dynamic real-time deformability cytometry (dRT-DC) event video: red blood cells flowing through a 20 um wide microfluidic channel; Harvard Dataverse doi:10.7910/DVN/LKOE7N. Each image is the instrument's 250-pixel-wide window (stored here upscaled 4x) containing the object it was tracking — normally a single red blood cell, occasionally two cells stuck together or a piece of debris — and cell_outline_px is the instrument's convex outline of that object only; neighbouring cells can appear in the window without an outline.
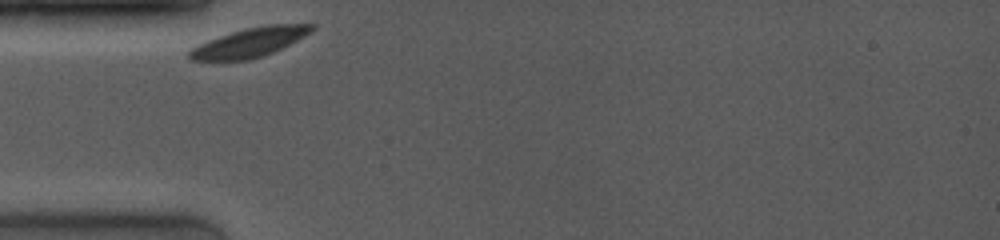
{"species": "common noctule bat (a hibernating species)", "species_latin": "Nyctalus noctula", "temperature_condition": "room temperature", "stored_images_in_passage": 39, "camera_frame_rate_fps": 4000, "um_per_image_px": 0.085, "animal": {"sex": "female", "body_mass_g": 19.0, "forearm_length_mm": 53.3}, "frame": {"image": 1, "passage_image": 1, "time_ms": 0.0, "image_size_px": [1000, 240], "cell_outline_px": [[316, 28], [312, 32], [272, 52], [248, 60], [188, 60], [188, 52], [192, 48], [208, 40], [244, 28], [268, 24], [316, 24]], "centroid_in_image_um": [21.24, 3.59], "position_along_channel_um": 63.8, "area_um2": 20.52}}
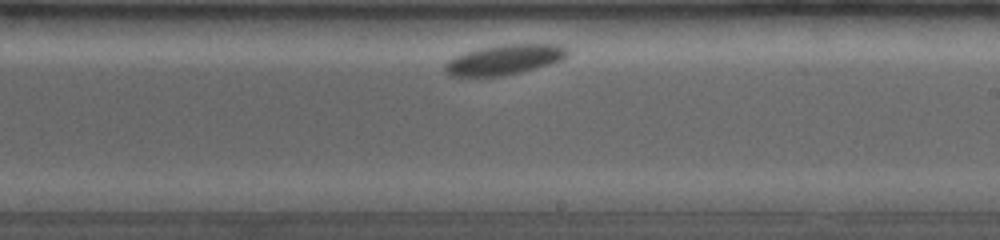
{"frame": {"image": 2, "passage_image": 22, "time_ms": 5.25, "image_size_px": [1000, 240], "cell_outline_px": [[572, 52], [568, 56], [560, 60], [536, 68], [504, 76], [448, 76], [444, 72], [444, 64], [448, 60], [456, 56], [480, 48], [500, 44], [560, 44], [568, 48]], "centroid_in_image_um": [42.9, 5.07], "position_along_channel_um": 246.1, "area_um2": 21.56}}
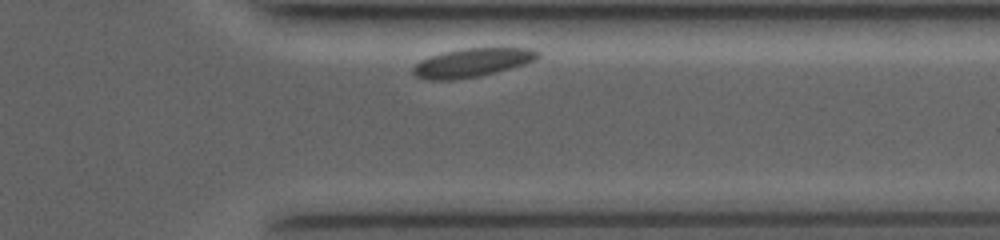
{"frame": {"image": 3, "passage_image": 36, "time_ms": 8.75, "image_size_px": [1000, 240], "cell_outline_px": [[540, 56], [536, 60], [524, 64], [496, 72], [480, 76], [456, 80], [428, 80], [416, 76], [412, 72], [412, 68], [420, 60], [428, 56], [444, 52], [464, 48], [532, 48], [540, 52]], "centroid_in_image_um": [40.12, 5.33], "position_along_channel_um": 371.3, "area_um2": 20.98}}